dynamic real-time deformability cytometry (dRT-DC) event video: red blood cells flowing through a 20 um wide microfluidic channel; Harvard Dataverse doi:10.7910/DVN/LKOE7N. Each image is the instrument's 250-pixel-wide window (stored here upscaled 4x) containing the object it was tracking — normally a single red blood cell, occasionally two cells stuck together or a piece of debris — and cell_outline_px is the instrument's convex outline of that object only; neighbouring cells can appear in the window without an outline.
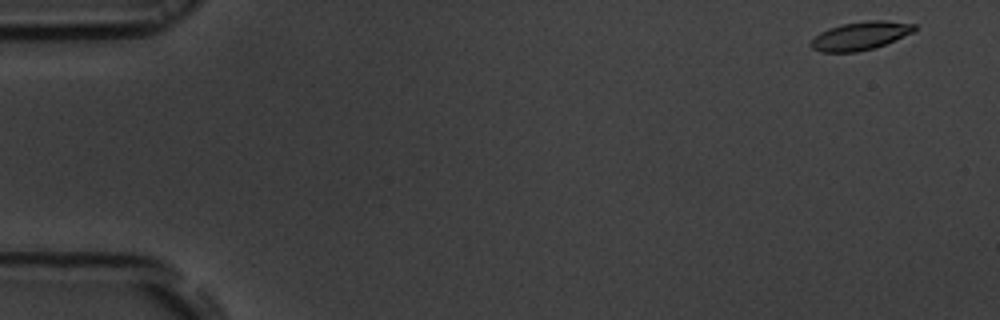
{"species": "common noctule bat (a hibernating species)", "species_latin": "Nyctalus noctula", "temperature_condition": "room temperature", "stored_images_in_passage": 53, "camera_frame_rate_fps": 3000, "um_per_image_px": 0.085, "animal": {"sex": "male", "body_mass_g": 19.5, "forearm_length_mm": 54.6}, "frame": {"image": 1, "passage_image": 1, "time_ms": 0.0, "image_size_px": [1000, 320], "cell_outline_px": [[916, 32], [884, 44], [872, 48], [856, 52], [820, 52], [812, 48], [808, 44], [820, 32], [828, 28], [840, 24], [868, 20], [884, 20], [916, 24]], "centroid_in_image_um": [73.13, 3.03], "position_along_channel_um": 11.9, "area_um2": 17.17}}
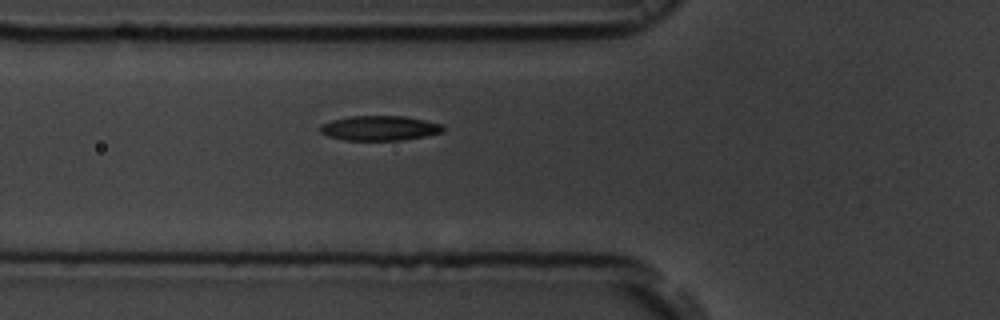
{"frame": {"image": 2, "passage_image": 18, "time_ms": 5.667, "image_size_px": [1000, 320], "cell_outline_px": [[444, 132], [424, 136], [400, 140], [344, 140], [328, 136], [320, 132], [320, 124], [332, 120], [352, 116], [404, 116], [444, 124]], "centroid_in_image_um": [32.28, 10.89], "position_along_channel_um": 93.5, "area_um2": 17.74}}
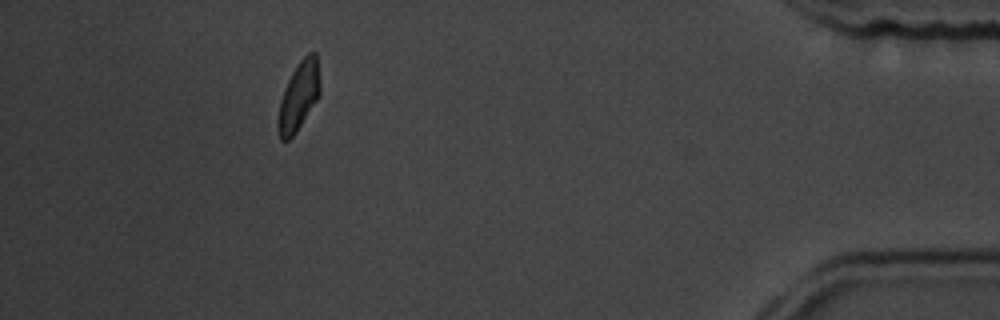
{"frame": {"image": 3, "passage_image": 48, "time_ms": 15.667, "image_size_px": [1000, 320], "cell_outline_px": [[320, 96], [296, 132], [288, 140], [280, 140], [276, 128], [276, 120], [280, 100], [284, 88], [296, 64], [308, 52], [316, 52], [320, 84]], "centroid_in_image_um": [25.37, 8.19], "position_along_channel_um": 409.8, "area_um2": 17.11}, "authors_computed_cell_mechanics": {"area_um2": 17.4556, "velocity_mm_per_s": 3.7192, "shape_relaxation_time_tau1_ms": 2.858, "shape_relaxation_time_tau2_ms": 2.2903, "deformation_change_tau1": 0.1243, "deformation_change_tau2": 0.074}}